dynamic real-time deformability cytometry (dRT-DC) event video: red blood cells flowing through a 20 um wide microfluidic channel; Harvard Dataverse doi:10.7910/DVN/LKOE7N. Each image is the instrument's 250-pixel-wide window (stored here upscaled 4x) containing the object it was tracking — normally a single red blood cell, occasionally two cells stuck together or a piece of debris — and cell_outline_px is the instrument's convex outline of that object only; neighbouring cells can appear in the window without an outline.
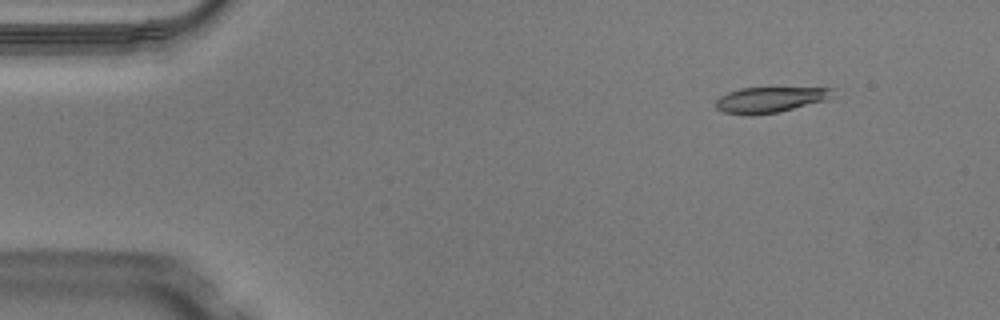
{"species": "Egyptian fruit bat (a non-hibernating species)", "species_latin": "Rousettus aegyptiacus", "temperature_condition": "warm", "stored_images_in_passage": 44, "camera_frame_rate_fps": 3000, "um_per_image_px": 0.085, "animal": {"sex": "male"}, "frame": {"image": 1, "passage_image": 1, "time_ms": 0.0, "image_size_px": [1000, 320], "cell_outline_px": [[836, 88], [824, 100], [776, 112], [748, 116], [724, 112], [716, 108], [716, 100], [720, 96], [728, 92], [740, 88]], "centroid_in_image_um": [65.35, 8.47], "position_along_channel_um": 19.7, "area_um2": 16.99}}
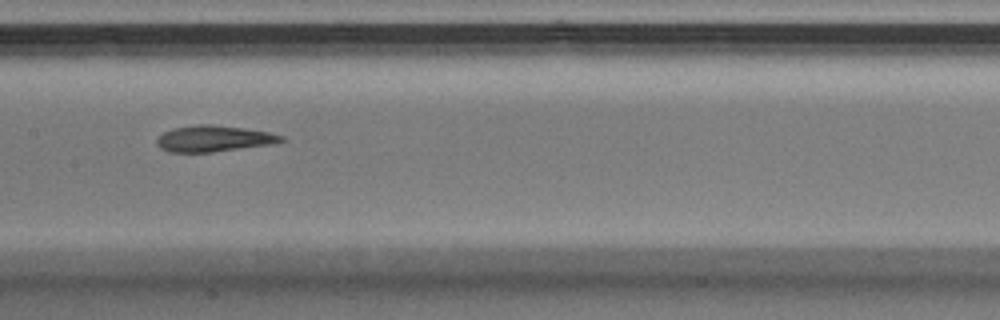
{"frame": {"image": 2, "passage_image": 20, "time_ms": 6.333, "image_size_px": [1000, 320], "cell_outline_px": [[284, 140], [272, 144], [212, 152], [168, 152], [160, 148], [156, 144], [156, 140], [164, 132], [172, 128], [196, 124], [212, 124], [244, 128], [268, 132], [284, 136]], "centroid_in_image_um": [18.14, 11.78], "position_along_channel_um": 189.3, "area_um2": 18.96}}
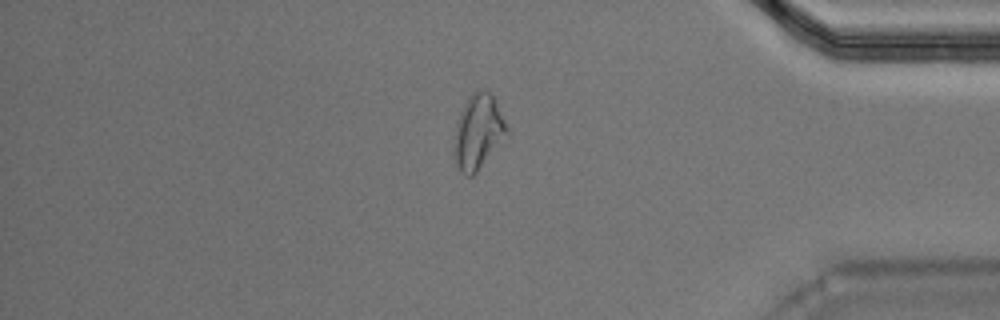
{"frame": {"image": 3, "passage_image": 37, "time_ms": 12.0, "image_size_px": [1000, 320], "cell_outline_px": [[508, 136], [476, 172], [472, 176], [464, 176], [460, 172], [456, 164], [452, 152], [456, 124], [460, 112], [468, 96], [476, 88], [484, 88], [492, 96], [508, 128]], "centroid_in_image_um": [40.61, 11.22], "position_along_channel_um": 394.6, "area_um2": 23.18}, "authors_computed_cell_mechanics": {"area_um2": 19.1896, "velocity_mm_per_s": 4.0912, "shape_relaxation_time_tau1_ms": 6.5411, "shape_relaxation_time_tau2_ms": 2.6749, "deformation_change_tau1": 0.1909, "deformation_change_tau2": 0.0923}}